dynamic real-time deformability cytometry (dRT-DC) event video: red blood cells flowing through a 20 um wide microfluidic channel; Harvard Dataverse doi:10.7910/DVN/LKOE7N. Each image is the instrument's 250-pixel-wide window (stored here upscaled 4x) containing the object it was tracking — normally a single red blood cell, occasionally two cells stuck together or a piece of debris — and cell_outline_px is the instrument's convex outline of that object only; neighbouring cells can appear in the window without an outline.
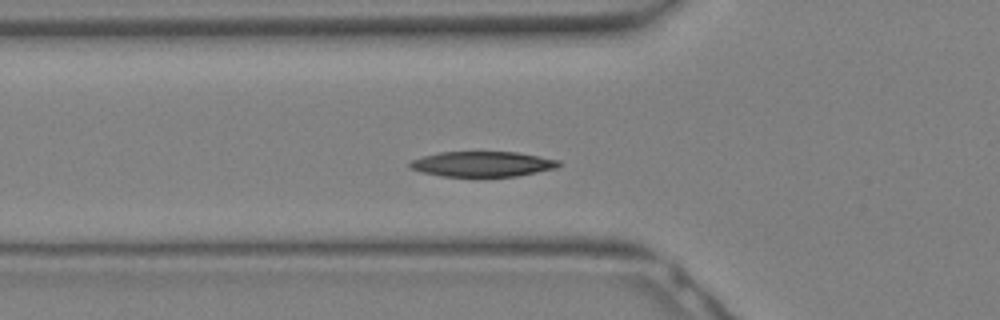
{"species": "Egyptian fruit bat (a non-hibernating species)", "species_latin": "Rousettus aegyptiacus", "temperature_condition": "warm", "stored_images_in_passage": 26, "camera_frame_rate_fps": 3000, "um_per_image_px": 0.085, "animal": {"sex": "female"}, "frame": {"image": 1, "passage_image": 9, "time_ms": 2.667, "image_size_px": [1000, 320], "cell_outline_px": [[560, 164], [556, 168], [516, 176], [484, 180], [440, 176], [420, 172], [412, 168], [408, 164], [412, 160], [424, 156], [440, 152], [516, 152], [560, 160]], "centroid_in_image_um": [40.99, 13.99], "position_along_channel_um": 84.8, "area_um2": 22.77}}
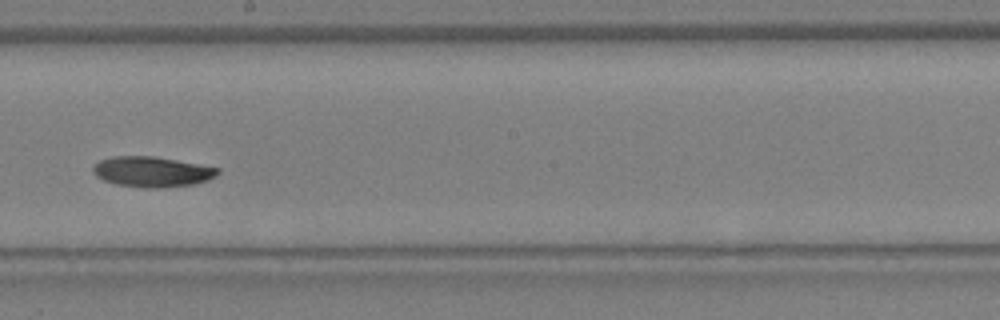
{"frame": {"image": 2, "passage_image": 16, "time_ms": 5.0, "image_size_px": [1000, 320], "cell_outline_px": [[220, 172], [216, 176], [208, 180], [192, 184], [160, 188], [144, 188], [116, 184], [104, 180], [96, 176], [92, 172], [92, 168], [100, 160], [112, 156], [152, 156], [176, 160], [220, 168]], "centroid_in_image_um": [12.91, 14.6], "position_along_channel_um": 235.3, "area_um2": 22.02}}
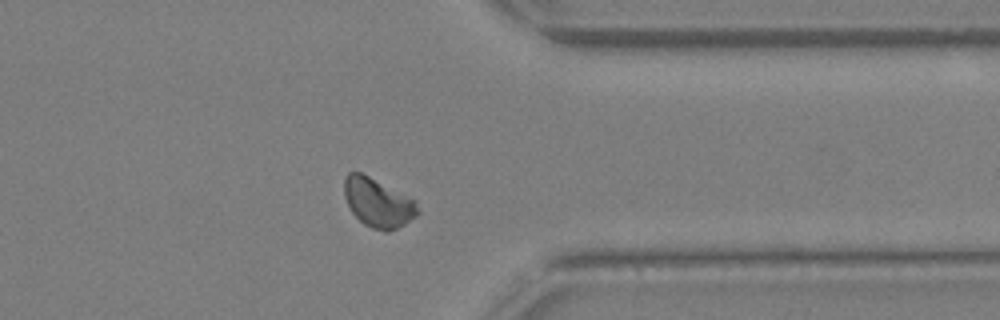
{"frame": {"image": 3, "passage_image": 23, "time_ms": 7.333, "image_size_px": [1000, 320], "cell_outline_px": [[420, 212], [416, 216], [404, 224], [388, 232], [384, 232], [372, 228], [364, 224], [352, 212], [344, 196], [344, 176], [348, 172], [360, 172], [416, 200], [420, 208]], "centroid_in_image_um": [32.13, 17.24], "position_along_channel_um": 379.3, "area_um2": 20.92}}